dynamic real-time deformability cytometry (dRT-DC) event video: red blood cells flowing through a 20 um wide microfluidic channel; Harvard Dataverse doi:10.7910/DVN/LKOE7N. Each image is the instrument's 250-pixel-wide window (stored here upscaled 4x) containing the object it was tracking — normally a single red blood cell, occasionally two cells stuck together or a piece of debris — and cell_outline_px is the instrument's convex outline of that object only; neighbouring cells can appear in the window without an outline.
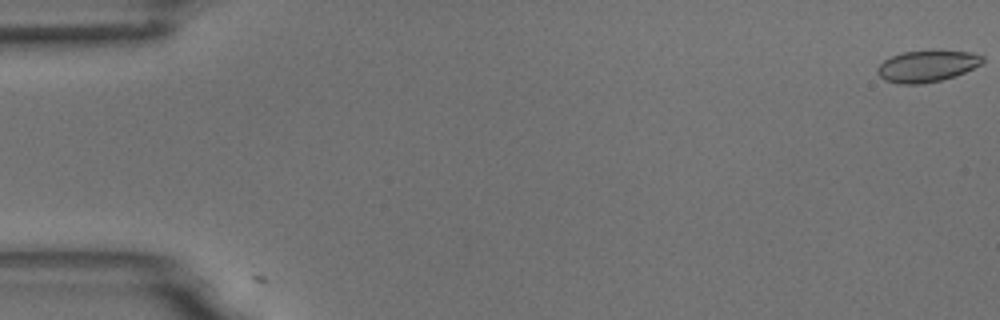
{"species": "common noctule bat (a hibernating species)", "species_latin": "Nyctalus noctula", "temperature_condition": "room temperature", "stored_images_in_passage": 3, "camera_frame_rate_fps": 3000, "um_per_image_px": 0.085, "animal": {"sex": "male", "body_mass_g": 18.8}, "frame": {"image": 1, "passage_image": 1, "time_ms": 0.0, "image_size_px": [1000, 320], "cell_outline_px": [[984, 60], [980, 64], [956, 76], [940, 80], [920, 84], [900, 84], [884, 80], [876, 72], [876, 68], [884, 60], [892, 56], [904, 52], [936, 48], [968, 52], [984, 56]], "centroid_in_image_um": [78.79, 5.59], "position_along_channel_um": 6.2, "area_um2": 19.71}}